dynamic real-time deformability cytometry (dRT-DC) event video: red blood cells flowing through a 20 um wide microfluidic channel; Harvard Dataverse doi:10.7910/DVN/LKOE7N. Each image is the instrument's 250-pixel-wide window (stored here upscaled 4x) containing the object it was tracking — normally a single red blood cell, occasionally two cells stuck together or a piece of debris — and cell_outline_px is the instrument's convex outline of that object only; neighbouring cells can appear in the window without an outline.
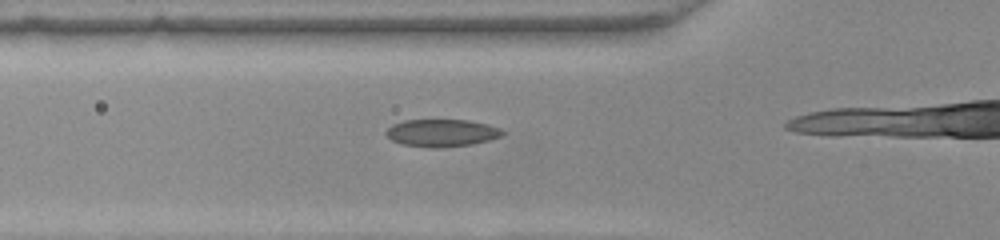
{"species": "common noctule bat (a hibernating species)", "species_latin": "Nyctalus noctula", "temperature_condition": "warm", "stored_images_in_passage": 14, "camera_frame_rate_fps": 3000, "um_per_image_px": 0.085, "animal": {"sex": "female", "body_mass_g": 22.0, "forearm_length_mm": 56.7}, "frame": {"image": 1, "passage_image": 10, "time_ms": 3.0, "image_size_px": [1000, 240], "cell_outline_px": [[504, 132], [500, 136], [488, 140], [468, 144], [432, 148], [404, 144], [392, 140], [384, 132], [392, 124], [404, 120], [468, 120], [488, 124], [500, 128]], "centroid_in_image_um": [37.52, 11.28], "position_along_channel_um": 88.3, "area_um2": 18.26}}